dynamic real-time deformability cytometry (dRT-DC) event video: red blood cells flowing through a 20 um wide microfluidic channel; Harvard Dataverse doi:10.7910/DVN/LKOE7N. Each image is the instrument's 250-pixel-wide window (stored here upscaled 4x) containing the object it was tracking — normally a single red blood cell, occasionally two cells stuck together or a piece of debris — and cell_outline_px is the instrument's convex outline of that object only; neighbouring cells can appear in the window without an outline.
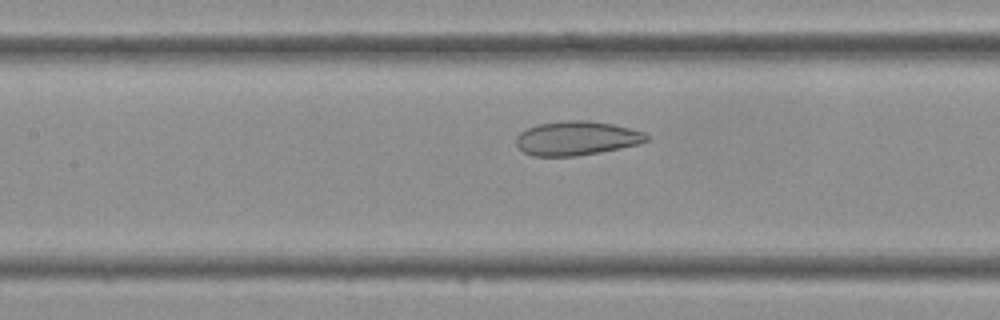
{"species": "Egyptian fruit bat (a non-hibernating species)", "species_latin": "Rousettus aegyptiacus", "temperature_condition": "cold", "stored_images_in_passage": 41, "camera_frame_rate_fps": 3000, "um_per_image_px": 0.085, "frame": {"image": 1, "passage_image": 18, "time_ms": 5.667, "image_size_px": [1000, 320], "cell_outline_px": [[648, 140], [640, 144], [600, 152], [576, 156], [532, 156], [524, 152], [516, 144], [516, 136], [520, 132], [536, 124], [564, 120], [588, 120], [612, 124], [644, 132], [648, 136]], "centroid_in_image_um": [48.99, 11.75], "position_along_channel_um": 158.4, "area_um2": 25.95}}
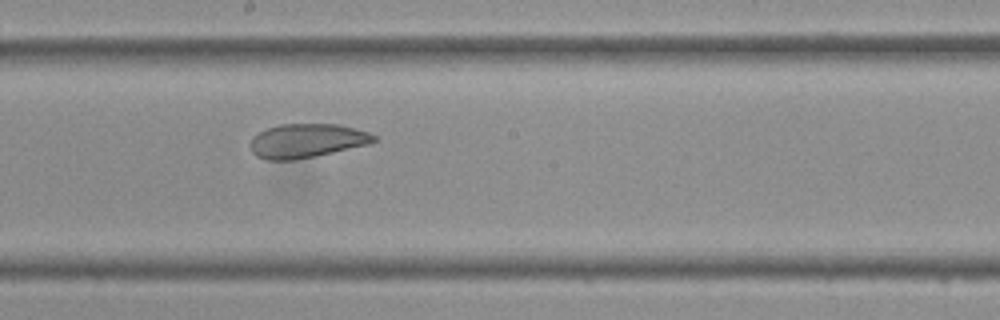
{"frame": {"image": 2, "passage_image": 22, "time_ms": 7.0, "image_size_px": [1000, 320], "cell_outline_px": [[376, 140], [368, 144], [316, 156], [292, 160], [268, 160], [256, 156], [252, 152], [252, 136], [268, 128], [280, 124], [340, 124], [356, 128], [368, 132], [376, 136]], "centroid_in_image_um": [26.09, 11.96], "position_along_channel_um": 222.1, "area_um2": 24.33}}
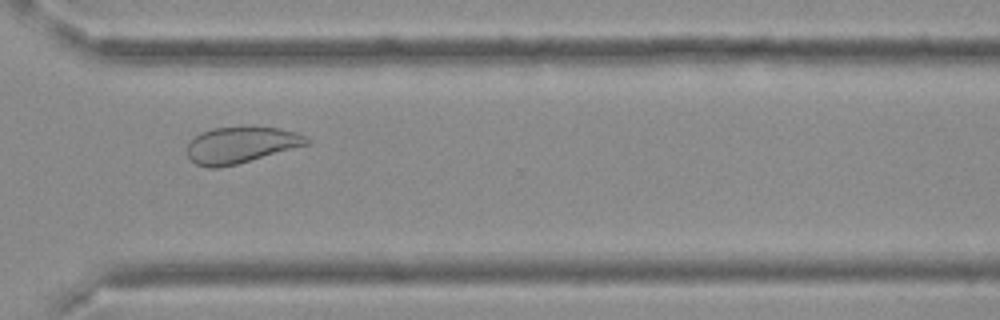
{"frame": {"image": 3, "passage_image": 30, "time_ms": 9.667, "image_size_px": [1000, 320], "cell_outline_px": [[312, 144], [236, 164], [220, 168], [208, 168], [196, 164], [188, 156], [188, 144], [200, 132], [212, 128], [280, 128], [296, 132], [312, 140]], "centroid_in_image_um": [20.52, 12.34], "position_along_channel_um": 350.1, "area_um2": 25.09}}